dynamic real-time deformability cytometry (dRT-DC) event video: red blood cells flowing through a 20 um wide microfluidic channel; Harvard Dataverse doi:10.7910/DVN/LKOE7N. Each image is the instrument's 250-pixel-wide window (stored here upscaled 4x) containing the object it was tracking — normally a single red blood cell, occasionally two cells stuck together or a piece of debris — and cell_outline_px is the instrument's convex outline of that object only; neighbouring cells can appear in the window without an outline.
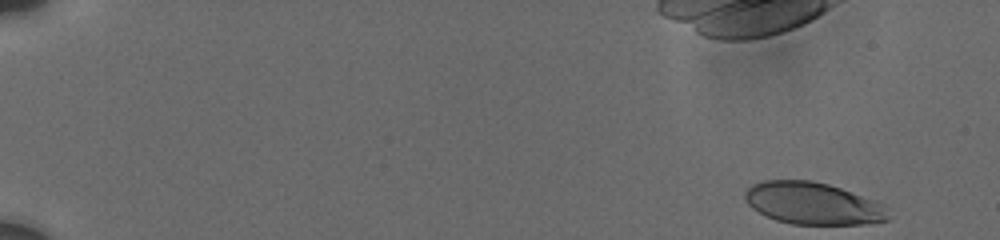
{"species": "human", "species_latin": "Homo sapiens", "temperature_condition": "cold", "stored_images_in_passage": 46, "camera_frame_rate_fps": 3000, "um_per_image_px": 0.085, "donor": {"sex": "male"}, "frame": {"image": 1, "passage_image": 1, "time_ms": 0.0, "image_size_px": [1000, 240], "cell_outline_px": [[888, 220], [868, 224], [792, 224], [776, 220], [752, 208], [744, 200], [744, 192], [752, 184], [764, 180], [812, 180], [828, 184], [840, 188], [872, 200], [880, 204]], "centroid_in_image_um": [69.0, 17.28], "position_along_channel_um": 16.0, "area_um2": 34.62}}
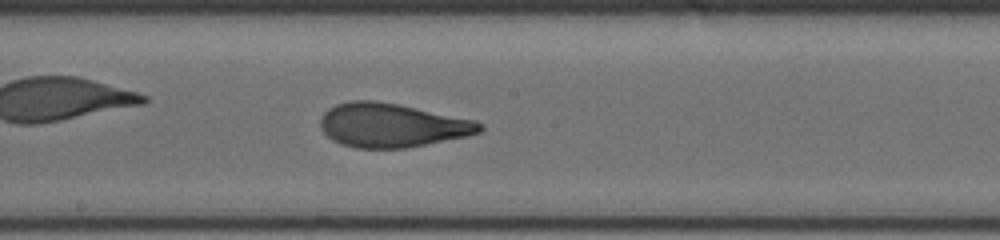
{"frame": {"image": 2, "passage_image": 26, "time_ms": 10.0, "image_size_px": [1000, 240], "cell_outline_px": [[484, 128], [480, 132], [468, 136], [404, 148], [356, 148], [340, 144], [332, 140], [320, 128], [320, 120], [324, 112], [328, 108], [336, 104], [352, 100], [376, 100], [476, 120], [484, 124]], "centroid_in_image_um": [33.29, 10.65], "position_along_channel_um": 214.9, "area_um2": 40.75}}
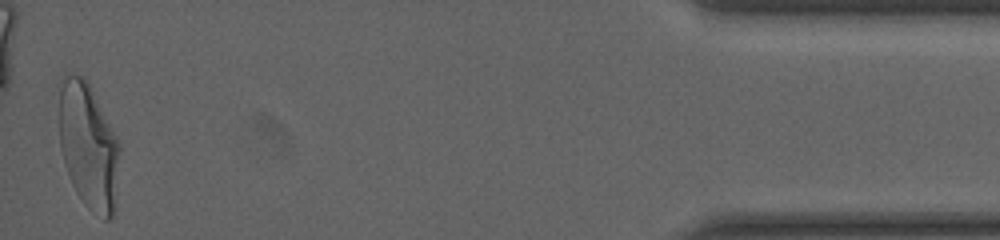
{"frame": {"image": 3, "passage_image": 46, "time_ms": 17.667, "image_size_px": [1000, 240], "cell_outline_px": [[120, 152], [116, 208], [112, 216], [108, 220], [104, 220], [88, 208], [84, 204], [76, 192], [68, 176], [64, 164], [60, 148], [60, 88], [64, 72], [84, 76], [116, 136], [120, 144]], "centroid_in_image_um": [7.53, 12.47], "position_along_channel_um": 427.7, "area_um2": 44.62}, "authors_computed_cell_mechanics": {"area_um2": 40.171, "velocity_mm_per_s": 3.7038, "shape_relaxation_time_tau1_ms": 4.2148, "shape_relaxation_time_tau2_ms": 1.1476, "deformation_change_tau1": 0.1918, "deformation_change_tau2": 0.0763}}